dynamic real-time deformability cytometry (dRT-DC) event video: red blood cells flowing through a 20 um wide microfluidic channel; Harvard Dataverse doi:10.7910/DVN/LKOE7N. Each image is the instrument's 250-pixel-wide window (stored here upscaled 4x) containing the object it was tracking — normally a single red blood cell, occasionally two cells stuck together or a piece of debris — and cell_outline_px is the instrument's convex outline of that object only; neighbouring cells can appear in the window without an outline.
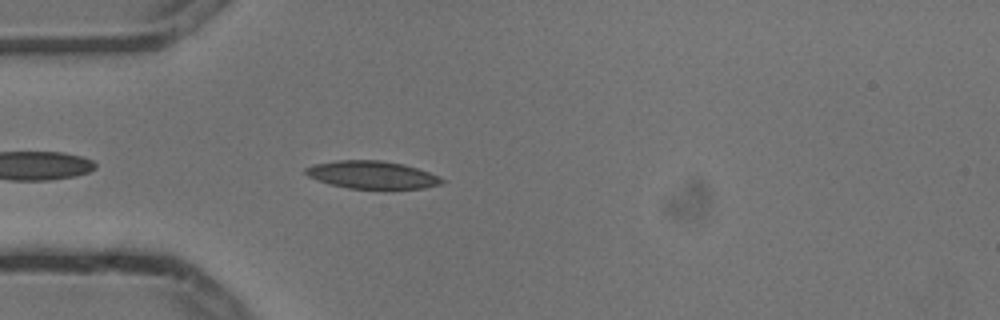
{"species": "common noctule bat (a hibernating species)", "species_latin": "Nyctalus noctula", "temperature_condition": "cold", "stored_images_in_passage": 4, "camera_frame_rate_fps": 3000, "um_per_image_px": 0.085, "animal": {"sex": "male", "body_mass_g": 13.3}, "frame": {"image": 1, "passage_image": 4, "time_ms": 1.0, "image_size_px": [1000, 320], "cell_outline_px": [[444, 180], [440, 184], [424, 188], [348, 188], [328, 184], [308, 176], [304, 172], [304, 168], [312, 164], [336, 160], [380, 160], [404, 164], [428, 172]], "centroid_in_image_um": [31.54, 14.85], "position_along_channel_um": 53.5, "area_um2": 21.79}}